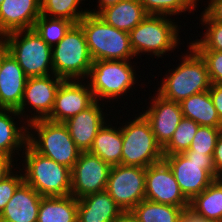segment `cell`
<instances>
[{
  "label": "cell",
  "instance_id": "6da1fadb",
  "mask_svg": "<svg viewBox=\"0 0 222 222\" xmlns=\"http://www.w3.org/2000/svg\"><path fill=\"white\" fill-rule=\"evenodd\" d=\"M187 47L188 50L179 57L181 63L177 67L173 66V70L168 69L162 77L161 85L157 84L159 87L154 92L164 99L180 103L183 99L210 89L205 61L190 45Z\"/></svg>",
  "mask_w": 222,
  "mask_h": 222
},
{
  "label": "cell",
  "instance_id": "7a4b0ae2",
  "mask_svg": "<svg viewBox=\"0 0 222 222\" xmlns=\"http://www.w3.org/2000/svg\"><path fill=\"white\" fill-rule=\"evenodd\" d=\"M21 157L23 160L18 164L22 165L18 167L23 172L24 181L42 197L71 195L70 168L39 154L29 144Z\"/></svg>",
  "mask_w": 222,
  "mask_h": 222
},
{
  "label": "cell",
  "instance_id": "3957f363",
  "mask_svg": "<svg viewBox=\"0 0 222 222\" xmlns=\"http://www.w3.org/2000/svg\"><path fill=\"white\" fill-rule=\"evenodd\" d=\"M167 15L148 14L129 32L130 46L136 58L143 55L163 58L166 53L174 52L180 43L181 25ZM179 25V26H178ZM176 48V49H175ZM140 54V55H139Z\"/></svg>",
  "mask_w": 222,
  "mask_h": 222
},
{
  "label": "cell",
  "instance_id": "277c9868",
  "mask_svg": "<svg viewBox=\"0 0 222 222\" xmlns=\"http://www.w3.org/2000/svg\"><path fill=\"white\" fill-rule=\"evenodd\" d=\"M133 64L131 60L93 61L86 80L95 101L110 104L112 101L113 104V102L119 101V98L125 99L123 96L126 97L130 91H134L132 87L139 82H137L136 66Z\"/></svg>",
  "mask_w": 222,
  "mask_h": 222
},
{
  "label": "cell",
  "instance_id": "5b68a950",
  "mask_svg": "<svg viewBox=\"0 0 222 222\" xmlns=\"http://www.w3.org/2000/svg\"><path fill=\"white\" fill-rule=\"evenodd\" d=\"M93 61L136 60L130 46L129 32L108 25L97 14L88 13L79 23Z\"/></svg>",
  "mask_w": 222,
  "mask_h": 222
},
{
  "label": "cell",
  "instance_id": "8992f818",
  "mask_svg": "<svg viewBox=\"0 0 222 222\" xmlns=\"http://www.w3.org/2000/svg\"><path fill=\"white\" fill-rule=\"evenodd\" d=\"M28 144L39 154L71 170L81 152L64 123L47 119L35 120L28 124Z\"/></svg>",
  "mask_w": 222,
  "mask_h": 222
},
{
  "label": "cell",
  "instance_id": "52a82bcc",
  "mask_svg": "<svg viewBox=\"0 0 222 222\" xmlns=\"http://www.w3.org/2000/svg\"><path fill=\"white\" fill-rule=\"evenodd\" d=\"M138 114V115H137ZM121 124L122 165L147 168L164 158L163 148L153 134L150 122L138 112ZM137 116V117H136Z\"/></svg>",
  "mask_w": 222,
  "mask_h": 222
},
{
  "label": "cell",
  "instance_id": "ba28073f",
  "mask_svg": "<svg viewBox=\"0 0 222 222\" xmlns=\"http://www.w3.org/2000/svg\"><path fill=\"white\" fill-rule=\"evenodd\" d=\"M1 39L28 78L54 74L52 47L33 29L14 31Z\"/></svg>",
  "mask_w": 222,
  "mask_h": 222
},
{
  "label": "cell",
  "instance_id": "9c48e42d",
  "mask_svg": "<svg viewBox=\"0 0 222 222\" xmlns=\"http://www.w3.org/2000/svg\"><path fill=\"white\" fill-rule=\"evenodd\" d=\"M92 63L82 27L78 23L73 24L52 47L54 74L64 80H86Z\"/></svg>",
  "mask_w": 222,
  "mask_h": 222
},
{
  "label": "cell",
  "instance_id": "30bf717a",
  "mask_svg": "<svg viewBox=\"0 0 222 222\" xmlns=\"http://www.w3.org/2000/svg\"><path fill=\"white\" fill-rule=\"evenodd\" d=\"M163 160L189 202L215 180L213 155L193 153L188 149L184 153L164 155Z\"/></svg>",
  "mask_w": 222,
  "mask_h": 222
},
{
  "label": "cell",
  "instance_id": "8fae6325",
  "mask_svg": "<svg viewBox=\"0 0 222 222\" xmlns=\"http://www.w3.org/2000/svg\"><path fill=\"white\" fill-rule=\"evenodd\" d=\"M146 168L137 166H111L106 191L122 211H131L145 199Z\"/></svg>",
  "mask_w": 222,
  "mask_h": 222
},
{
  "label": "cell",
  "instance_id": "7c38bea8",
  "mask_svg": "<svg viewBox=\"0 0 222 222\" xmlns=\"http://www.w3.org/2000/svg\"><path fill=\"white\" fill-rule=\"evenodd\" d=\"M63 80L55 74L27 79L22 102L16 110L26 123L47 119L50 116L54 107L56 92ZM26 112H30L29 115Z\"/></svg>",
  "mask_w": 222,
  "mask_h": 222
},
{
  "label": "cell",
  "instance_id": "4fadbf2b",
  "mask_svg": "<svg viewBox=\"0 0 222 222\" xmlns=\"http://www.w3.org/2000/svg\"><path fill=\"white\" fill-rule=\"evenodd\" d=\"M111 166L89 151L80 152L71 170V195L76 199L106 190Z\"/></svg>",
  "mask_w": 222,
  "mask_h": 222
},
{
  "label": "cell",
  "instance_id": "5bb4252c",
  "mask_svg": "<svg viewBox=\"0 0 222 222\" xmlns=\"http://www.w3.org/2000/svg\"><path fill=\"white\" fill-rule=\"evenodd\" d=\"M145 199L176 207L189 206V201L182 194L178 182L164 160L146 168Z\"/></svg>",
  "mask_w": 222,
  "mask_h": 222
},
{
  "label": "cell",
  "instance_id": "9a60e30c",
  "mask_svg": "<svg viewBox=\"0 0 222 222\" xmlns=\"http://www.w3.org/2000/svg\"><path fill=\"white\" fill-rule=\"evenodd\" d=\"M95 102L87 80H63L56 92L53 110L47 120L64 123Z\"/></svg>",
  "mask_w": 222,
  "mask_h": 222
},
{
  "label": "cell",
  "instance_id": "2e32d148",
  "mask_svg": "<svg viewBox=\"0 0 222 222\" xmlns=\"http://www.w3.org/2000/svg\"><path fill=\"white\" fill-rule=\"evenodd\" d=\"M150 101L142 114L150 122L153 134L163 148L183 118L181 106L179 102L164 99L158 93H154Z\"/></svg>",
  "mask_w": 222,
  "mask_h": 222
},
{
  "label": "cell",
  "instance_id": "e0dca14e",
  "mask_svg": "<svg viewBox=\"0 0 222 222\" xmlns=\"http://www.w3.org/2000/svg\"><path fill=\"white\" fill-rule=\"evenodd\" d=\"M102 107H106V112L105 103L95 101L87 109L64 122L72 140L81 152H87L91 149L95 136L110 119L107 118L110 114L103 112L104 108Z\"/></svg>",
  "mask_w": 222,
  "mask_h": 222
},
{
  "label": "cell",
  "instance_id": "ac0fdd59",
  "mask_svg": "<svg viewBox=\"0 0 222 222\" xmlns=\"http://www.w3.org/2000/svg\"><path fill=\"white\" fill-rule=\"evenodd\" d=\"M27 79L21 66L4 45L1 48L0 109L17 110L20 107Z\"/></svg>",
  "mask_w": 222,
  "mask_h": 222
},
{
  "label": "cell",
  "instance_id": "d6986e66",
  "mask_svg": "<svg viewBox=\"0 0 222 222\" xmlns=\"http://www.w3.org/2000/svg\"><path fill=\"white\" fill-rule=\"evenodd\" d=\"M41 15V0H4L0 5V38L4 35L33 29Z\"/></svg>",
  "mask_w": 222,
  "mask_h": 222
},
{
  "label": "cell",
  "instance_id": "ffe728a7",
  "mask_svg": "<svg viewBox=\"0 0 222 222\" xmlns=\"http://www.w3.org/2000/svg\"><path fill=\"white\" fill-rule=\"evenodd\" d=\"M21 118L16 110L0 109V156L11 158L16 163L21 160L15 157L16 154L21 157V151L23 152L28 144V123ZM15 119H18V122Z\"/></svg>",
  "mask_w": 222,
  "mask_h": 222
},
{
  "label": "cell",
  "instance_id": "44dd1931",
  "mask_svg": "<svg viewBox=\"0 0 222 222\" xmlns=\"http://www.w3.org/2000/svg\"><path fill=\"white\" fill-rule=\"evenodd\" d=\"M41 198L23 181L0 213V222H37Z\"/></svg>",
  "mask_w": 222,
  "mask_h": 222
},
{
  "label": "cell",
  "instance_id": "7402d4cb",
  "mask_svg": "<svg viewBox=\"0 0 222 222\" xmlns=\"http://www.w3.org/2000/svg\"><path fill=\"white\" fill-rule=\"evenodd\" d=\"M77 200V222H115L123 212L106 190Z\"/></svg>",
  "mask_w": 222,
  "mask_h": 222
},
{
  "label": "cell",
  "instance_id": "603a6c76",
  "mask_svg": "<svg viewBox=\"0 0 222 222\" xmlns=\"http://www.w3.org/2000/svg\"><path fill=\"white\" fill-rule=\"evenodd\" d=\"M97 15L108 25L130 32L148 14L145 12L140 0H121L117 4L101 10Z\"/></svg>",
  "mask_w": 222,
  "mask_h": 222
},
{
  "label": "cell",
  "instance_id": "cb8c5ba5",
  "mask_svg": "<svg viewBox=\"0 0 222 222\" xmlns=\"http://www.w3.org/2000/svg\"><path fill=\"white\" fill-rule=\"evenodd\" d=\"M112 126V122L109 120L99 130L95 136L90 153L99 156L104 162L110 166L122 164V132L121 125Z\"/></svg>",
  "mask_w": 222,
  "mask_h": 222
},
{
  "label": "cell",
  "instance_id": "d4e9b609",
  "mask_svg": "<svg viewBox=\"0 0 222 222\" xmlns=\"http://www.w3.org/2000/svg\"><path fill=\"white\" fill-rule=\"evenodd\" d=\"M183 117L192 119L200 126L222 128L216 108L208 91L194 94L180 102Z\"/></svg>",
  "mask_w": 222,
  "mask_h": 222
},
{
  "label": "cell",
  "instance_id": "484cf974",
  "mask_svg": "<svg viewBox=\"0 0 222 222\" xmlns=\"http://www.w3.org/2000/svg\"><path fill=\"white\" fill-rule=\"evenodd\" d=\"M78 200L73 195L42 197L37 222H77Z\"/></svg>",
  "mask_w": 222,
  "mask_h": 222
},
{
  "label": "cell",
  "instance_id": "4316f807",
  "mask_svg": "<svg viewBox=\"0 0 222 222\" xmlns=\"http://www.w3.org/2000/svg\"><path fill=\"white\" fill-rule=\"evenodd\" d=\"M189 206L208 222H222V178L215 179L203 192L196 195Z\"/></svg>",
  "mask_w": 222,
  "mask_h": 222
},
{
  "label": "cell",
  "instance_id": "83f0119b",
  "mask_svg": "<svg viewBox=\"0 0 222 222\" xmlns=\"http://www.w3.org/2000/svg\"><path fill=\"white\" fill-rule=\"evenodd\" d=\"M184 208L144 199L131 211L139 222H178Z\"/></svg>",
  "mask_w": 222,
  "mask_h": 222
},
{
  "label": "cell",
  "instance_id": "f1b7e54d",
  "mask_svg": "<svg viewBox=\"0 0 222 222\" xmlns=\"http://www.w3.org/2000/svg\"><path fill=\"white\" fill-rule=\"evenodd\" d=\"M83 1L86 0H41V15L63 18L77 24L89 13L88 8H81Z\"/></svg>",
  "mask_w": 222,
  "mask_h": 222
},
{
  "label": "cell",
  "instance_id": "f546056e",
  "mask_svg": "<svg viewBox=\"0 0 222 222\" xmlns=\"http://www.w3.org/2000/svg\"><path fill=\"white\" fill-rule=\"evenodd\" d=\"M74 23L63 18H50L43 15L36 20L33 30L50 46H55Z\"/></svg>",
  "mask_w": 222,
  "mask_h": 222
},
{
  "label": "cell",
  "instance_id": "4dcf8cb0",
  "mask_svg": "<svg viewBox=\"0 0 222 222\" xmlns=\"http://www.w3.org/2000/svg\"><path fill=\"white\" fill-rule=\"evenodd\" d=\"M199 126L192 119L183 117L170 141L163 147V154L174 155L188 150Z\"/></svg>",
  "mask_w": 222,
  "mask_h": 222
},
{
  "label": "cell",
  "instance_id": "1f68e13d",
  "mask_svg": "<svg viewBox=\"0 0 222 222\" xmlns=\"http://www.w3.org/2000/svg\"><path fill=\"white\" fill-rule=\"evenodd\" d=\"M200 24L205 26L202 38L189 42L194 50L222 51V22L212 21L204 12L201 13Z\"/></svg>",
  "mask_w": 222,
  "mask_h": 222
},
{
  "label": "cell",
  "instance_id": "d6a6232c",
  "mask_svg": "<svg viewBox=\"0 0 222 222\" xmlns=\"http://www.w3.org/2000/svg\"><path fill=\"white\" fill-rule=\"evenodd\" d=\"M147 14L179 16L185 12L190 14L199 4L193 0H140Z\"/></svg>",
  "mask_w": 222,
  "mask_h": 222
},
{
  "label": "cell",
  "instance_id": "836d02e7",
  "mask_svg": "<svg viewBox=\"0 0 222 222\" xmlns=\"http://www.w3.org/2000/svg\"><path fill=\"white\" fill-rule=\"evenodd\" d=\"M222 128L199 126L189 148L193 153L213 155Z\"/></svg>",
  "mask_w": 222,
  "mask_h": 222
},
{
  "label": "cell",
  "instance_id": "e575fe53",
  "mask_svg": "<svg viewBox=\"0 0 222 222\" xmlns=\"http://www.w3.org/2000/svg\"><path fill=\"white\" fill-rule=\"evenodd\" d=\"M205 61L211 84H222V51L195 50Z\"/></svg>",
  "mask_w": 222,
  "mask_h": 222
},
{
  "label": "cell",
  "instance_id": "d590c367",
  "mask_svg": "<svg viewBox=\"0 0 222 222\" xmlns=\"http://www.w3.org/2000/svg\"><path fill=\"white\" fill-rule=\"evenodd\" d=\"M17 168L19 169V171ZM23 181H24L23 172L20 169V167L16 166V171L13 170L5 179H3L0 182V213L3 211L6 204L12 198L17 187Z\"/></svg>",
  "mask_w": 222,
  "mask_h": 222
},
{
  "label": "cell",
  "instance_id": "8d00e7d4",
  "mask_svg": "<svg viewBox=\"0 0 222 222\" xmlns=\"http://www.w3.org/2000/svg\"><path fill=\"white\" fill-rule=\"evenodd\" d=\"M207 4L208 6L205 4V8H203V12L212 21L222 22V0H209Z\"/></svg>",
  "mask_w": 222,
  "mask_h": 222
},
{
  "label": "cell",
  "instance_id": "74e56055",
  "mask_svg": "<svg viewBox=\"0 0 222 222\" xmlns=\"http://www.w3.org/2000/svg\"><path fill=\"white\" fill-rule=\"evenodd\" d=\"M209 94L213 105L216 108L217 114L222 121V84H211Z\"/></svg>",
  "mask_w": 222,
  "mask_h": 222
},
{
  "label": "cell",
  "instance_id": "f35d334b",
  "mask_svg": "<svg viewBox=\"0 0 222 222\" xmlns=\"http://www.w3.org/2000/svg\"><path fill=\"white\" fill-rule=\"evenodd\" d=\"M215 165V179L222 178V131L218 136L216 147L213 153Z\"/></svg>",
  "mask_w": 222,
  "mask_h": 222
},
{
  "label": "cell",
  "instance_id": "ab89813d",
  "mask_svg": "<svg viewBox=\"0 0 222 222\" xmlns=\"http://www.w3.org/2000/svg\"><path fill=\"white\" fill-rule=\"evenodd\" d=\"M178 222H208L201 214L197 213L190 206L183 209Z\"/></svg>",
  "mask_w": 222,
  "mask_h": 222
},
{
  "label": "cell",
  "instance_id": "60d3db41",
  "mask_svg": "<svg viewBox=\"0 0 222 222\" xmlns=\"http://www.w3.org/2000/svg\"><path fill=\"white\" fill-rule=\"evenodd\" d=\"M14 162L11 158L0 156V182L16 169L15 166H18V164Z\"/></svg>",
  "mask_w": 222,
  "mask_h": 222
},
{
  "label": "cell",
  "instance_id": "b9f144b4",
  "mask_svg": "<svg viewBox=\"0 0 222 222\" xmlns=\"http://www.w3.org/2000/svg\"><path fill=\"white\" fill-rule=\"evenodd\" d=\"M121 0H98L97 3L98 5L96 6L97 9H90L89 8V13H92V14H98L101 10L105 9L106 7L108 6H111V5H115L117 4L118 2H120Z\"/></svg>",
  "mask_w": 222,
  "mask_h": 222
},
{
  "label": "cell",
  "instance_id": "7bdbcfd3",
  "mask_svg": "<svg viewBox=\"0 0 222 222\" xmlns=\"http://www.w3.org/2000/svg\"><path fill=\"white\" fill-rule=\"evenodd\" d=\"M115 222H139L132 211H123Z\"/></svg>",
  "mask_w": 222,
  "mask_h": 222
},
{
  "label": "cell",
  "instance_id": "ee69618b",
  "mask_svg": "<svg viewBox=\"0 0 222 222\" xmlns=\"http://www.w3.org/2000/svg\"><path fill=\"white\" fill-rule=\"evenodd\" d=\"M3 40L0 38V71H1V48L4 46Z\"/></svg>",
  "mask_w": 222,
  "mask_h": 222
}]
</instances>
